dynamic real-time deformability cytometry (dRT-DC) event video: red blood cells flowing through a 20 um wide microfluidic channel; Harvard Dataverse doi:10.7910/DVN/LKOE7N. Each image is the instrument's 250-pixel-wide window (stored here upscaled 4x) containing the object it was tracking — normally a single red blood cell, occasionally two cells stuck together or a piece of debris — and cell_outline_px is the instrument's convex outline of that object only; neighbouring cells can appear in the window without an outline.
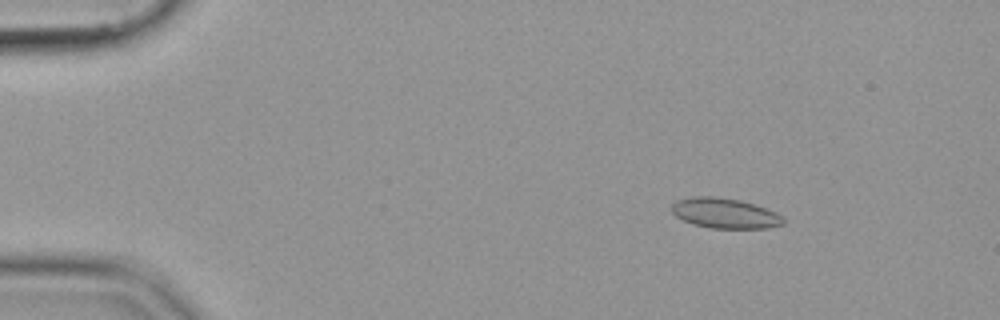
{"species": "common noctule bat (a hibernating species)", "species_latin": "Nyctalus noctula", "temperature_condition": "cold", "stored_images_in_passage": 49, "camera_frame_rate_fps": 3000, "um_per_image_px": 0.085, "animal": {"sex": "female", "body_mass_g": 19.9}, "frame": {"image": 1, "passage_image": 2, "time_ms": 0.333, "image_size_px": [1000, 320], "cell_outline_px": [[784, 224], [768, 228], [712, 228], [692, 224], [676, 216], [672, 212], [672, 204], [676, 200], [692, 196], [712, 196], [740, 200], [776, 212], [784, 220]], "centroid_in_image_um": [61.58, 18.12], "position_along_channel_um": 23.4, "area_um2": 19.48}}
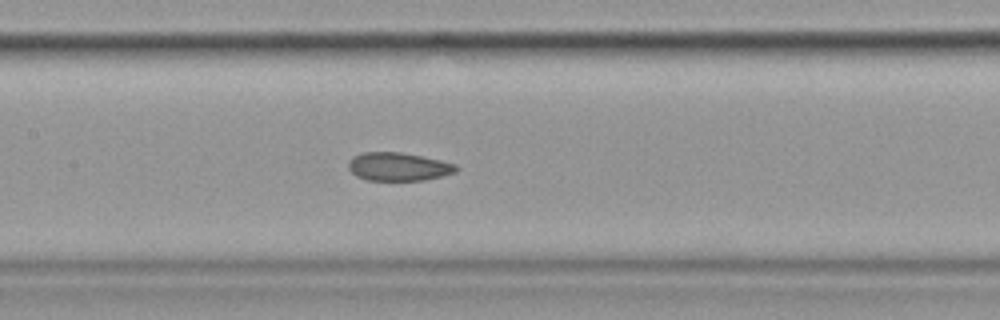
{"frame": {"image": 2, "passage_image": 21, "time_ms": 6.667, "image_size_px": [1000, 320], "cell_outline_px": [[460, 168], [456, 172], [424, 180], [364, 180], [356, 176], [348, 168], [348, 164], [352, 156], [360, 152], [400, 152], [440, 160], [456, 164]], "centroid_in_image_um": [33.84, 14.16], "position_along_channel_um": 173.6, "area_um2": 17.8}}
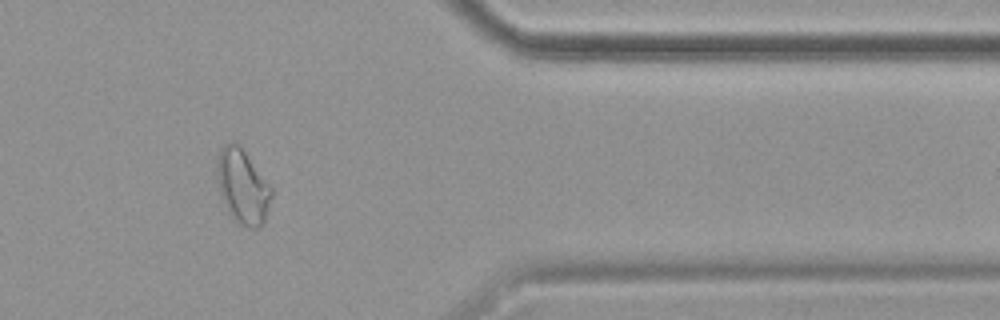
{"frame": {"image": 3, "passage_image": 40, "time_ms": 13.0, "image_size_px": [1000, 320], "cell_outline_px": [[272, 196], [264, 224], [256, 228], [248, 228], [240, 224], [228, 212], [220, 196], [216, 180], [216, 164], [220, 148], [228, 140], [236, 140], [272, 188]], "centroid_in_image_um": [20.59, 15.82], "position_along_channel_um": 390.8, "area_um2": 23.99}}